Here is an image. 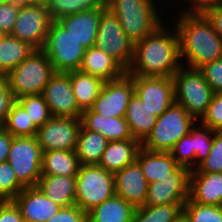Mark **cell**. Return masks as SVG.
<instances>
[{
	"label": "cell",
	"mask_w": 222,
	"mask_h": 222,
	"mask_svg": "<svg viewBox=\"0 0 222 222\" xmlns=\"http://www.w3.org/2000/svg\"><path fill=\"white\" fill-rule=\"evenodd\" d=\"M94 46L112 56L126 70L130 66L134 42L124 33L119 20L108 9L100 17Z\"/></svg>",
	"instance_id": "obj_10"
},
{
	"label": "cell",
	"mask_w": 222,
	"mask_h": 222,
	"mask_svg": "<svg viewBox=\"0 0 222 222\" xmlns=\"http://www.w3.org/2000/svg\"><path fill=\"white\" fill-rule=\"evenodd\" d=\"M155 1V3L157 4V6H159V4H158V2L159 1H162V0H159V1H157V0H154ZM167 2H168V0H166ZM171 1V0H170ZM177 1V0H176ZM179 1H182V0H179ZM183 1H185L184 3V7H182V8H185V5H186V2H187V0H183Z\"/></svg>",
	"instance_id": "obj_53"
},
{
	"label": "cell",
	"mask_w": 222,
	"mask_h": 222,
	"mask_svg": "<svg viewBox=\"0 0 222 222\" xmlns=\"http://www.w3.org/2000/svg\"><path fill=\"white\" fill-rule=\"evenodd\" d=\"M12 140L13 136L4 127H0V163L7 161Z\"/></svg>",
	"instance_id": "obj_49"
},
{
	"label": "cell",
	"mask_w": 222,
	"mask_h": 222,
	"mask_svg": "<svg viewBox=\"0 0 222 222\" xmlns=\"http://www.w3.org/2000/svg\"><path fill=\"white\" fill-rule=\"evenodd\" d=\"M42 95L52 116L81 118L83 110L74 96L70 71L56 72L46 84Z\"/></svg>",
	"instance_id": "obj_15"
},
{
	"label": "cell",
	"mask_w": 222,
	"mask_h": 222,
	"mask_svg": "<svg viewBox=\"0 0 222 222\" xmlns=\"http://www.w3.org/2000/svg\"><path fill=\"white\" fill-rule=\"evenodd\" d=\"M141 147V142L135 138L122 141H109L102 153L98 166L115 174L136 161Z\"/></svg>",
	"instance_id": "obj_22"
},
{
	"label": "cell",
	"mask_w": 222,
	"mask_h": 222,
	"mask_svg": "<svg viewBox=\"0 0 222 222\" xmlns=\"http://www.w3.org/2000/svg\"><path fill=\"white\" fill-rule=\"evenodd\" d=\"M35 49L12 35H0V77L24 61Z\"/></svg>",
	"instance_id": "obj_30"
},
{
	"label": "cell",
	"mask_w": 222,
	"mask_h": 222,
	"mask_svg": "<svg viewBox=\"0 0 222 222\" xmlns=\"http://www.w3.org/2000/svg\"><path fill=\"white\" fill-rule=\"evenodd\" d=\"M184 204H168L137 207L134 211L133 222H176L183 214Z\"/></svg>",
	"instance_id": "obj_32"
},
{
	"label": "cell",
	"mask_w": 222,
	"mask_h": 222,
	"mask_svg": "<svg viewBox=\"0 0 222 222\" xmlns=\"http://www.w3.org/2000/svg\"><path fill=\"white\" fill-rule=\"evenodd\" d=\"M172 25L173 28L163 23L144 39L134 43L133 58L126 70L127 74L172 77L179 70L182 66L179 34L175 25Z\"/></svg>",
	"instance_id": "obj_1"
},
{
	"label": "cell",
	"mask_w": 222,
	"mask_h": 222,
	"mask_svg": "<svg viewBox=\"0 0 222 222\" xmlns=\"http://www.w3.org/2000/svg\"><path fill=\"white\" fill-rule=\"evenodd\" d=\"M134 94L156 117H160L174 103L172 77L133 76Z\"/></svg>",
	"instance_id": "obj_14"
},
{
	"label": "cell",
	"mask_w": 222,
	"mask_h": 222,
	"mask_svg": "<svg viewBox=\"0 0 222 222\" xmlns=\"http://www.w3.org/2000/svg\"><path fill=\"white\" fill-rule=\"evenodd\" d=\"M116 195L114 174L98 165H81L76 176V202L86 213Z\"/></svg>",
	"instance_id": "obj_7"
},
{
	"label": "cell",
	"mask_w": 222,
	"mask_h": 222,
	"mask_svg": "<svg viewBox=\"0 0 222 222\" xmlns=\"http://www.w3.org/2000/svg\"><path fill=\"white\" fill-rule=\"evenodd\" d=\"M13 201L24 222H46L62 208L49 199L38 186L24 188Z\"/></svg>",
	"instance_id": "obj_19"
},
{
	"label": "cell",
	"mask_w": 222,
	"mask_h": 222,
	"mask_svg": "<svg viewBox=\"0 0 222 222\" xmlns=\"http://www.w3.org/2000/svg\"><path fill=\"white\" fill-rule=\"evenodd\" d=\"M105 3V0H50L46 8L52 21L81 11L97 8Z\"/></svg>",
	"instance_id": "obj_34"
},
{
	"label": "cell",
	"mask_w": 222,
	"mask_h": 222,
	"mask_svg": "<svg viewBox=\"0 0 222 222\" xmlns=\"http://www.w3.org/2000/svg\"><path fill=\"white\" fill-rule=\"evenodd\" d=\"M43 151L36 136L13 137L7 161L24 187H35L41 177Z\"/></svg>",
	"instance_id": "obj_9"
},
{
	"label": "cell",
	"mask_w": 222,
	"mask_h": 222,
	"mask_svg": "<svg viewBox=\"0 0 222 222\" xmlns=\"http://www.w3.org/2000/svg\"><path fill=\"white\" fill-rule=\"evenodd\" d=\"M21 4V2L0 3V35L11 34Z\"/></svg>",
	"instance_id": "obj_42"
},
{
	"label": "cell",
	"mask_w": 222,
	"mask_h": 222,
	"mask_svg": "<svg viewBox=\"0 0 222 222\" xmlns=\"http://www.w3.org/2000/svg\"><path fill=\"white\" fill-rule=\"evenodd\" d=\"M189 199L202 205L219 206L222 201V172H190Z\"/></svg>",
	"instance_id": "obj_20"
},
{
	"label": "cell",
	"mask_w": 222,
	"mask_h": 222,
	"mask_svg": "<svg viewBox=\"0 0 222 222\" xmlns=\"http://www.w3.org/2000/svg\"><path fill=\"white\" fill-rule=\"evenodd\" d=\"M79 70L104 82L119 79L126 73V69L117 60L95 46L85 50Z\"/></svg>",
	"instance_id": "obj_21"
},
{
	"label": "cell",
	"mask_w": 222,
	"mask_h": 222,
	"mask_svg": "<svg viewBox=\"0 0 222 222\" xmlns=\"http://www.w3.org/2000/svg\"><path fill=\"white\" fill-rule=\"evenodd\" d=\"M81 118L52 116L37 131V140L43 152L49 150L75 151Z\"/></svg>",
	"instance_id": "obj_12"
},
{
	"label": "cell",
	"mask_w": 222,
	"mask_h": 222,
	"mask_svg": "<svg viewBox=\"0 0 222 222\" xmlns=\"http://www.w3.org/2000/svg\"><path fill=\"white\" fill-rule=\"evenodd\" d=\"M134 94L133 76L122 77L104 83L99 96L90 109L106 117H125L128 103Z\"/></svg>",
	"instance_id": "obj_13"
},
{
	"label": "cell",
	"mask_w": 222,
	"mask_h": 222,
	"mask_svg": "<svg viewBox=\"0 0 222 222\" xmlns=\"http://www.w3.org/2000/svg\"><path fill=\"white\" fill-rule=\"evenodd\" d=\"M171 156L179 166L190 171L195 169V154L192 151V128L190 132L183 136L170 151Z\"/></svg>",
	"instance_id": "obj_39"
},
{
	"label": "cell",
	"mask_w": 222,
	"mask_h": 222,
	"mask_svg": "<svg viewBox=\"0 0 222 222\" xmlns=\"http://www.w3.org/2000/svg\"><path fill=\"white\" fill-rule=\"evenodd\" d=\"M199 70L203 73L214 94L222 91V58L204 64Z\"/></svg>",
	"instance_id": "obj_43"
},
{
	"label": "cell",
	"mask_w": 222,
	"mask_h": 222,
	"mask_svg": "<svg viewBox=\"0 0 222 222\" xmlns=\"http://www.w3.org/2000/svg\"><path fill=\"white\" fill-rule=\"evenodd\" d=\"M50 0H20L22 4H34L47 6Z\"/></svg>",
	"instance_id": "obj_50"
},
{
	"label": "cell",
	"mask_w": 222,
	"mask_h": 222,
	"mask_svg": "<svg viewBox=\"0 0 222 222\" xmlns=\"http://www.w3.org/2000/svg\"><path fill=\"white\" fill-rule=\"evenodd\" d=\"M176 18V19H175ZM175 22L179 34L180 60L183 66L199 69L222 58V38L203 14L178 12Z\"/></svg>",
	"instance_id": "obj_2"
},
{
	"label": "cell",
	"mask_w": 222,
	"mask_h": 222,
	"mask_svg": "<svg viewBox=\"0 0 222 222\" xmlns=\"http://www.w3.org/2000/svg\"><path fill=\"white\" fill-rule=\"evenodd\" d=\"M15 101L16 99L9 89L6 78L0 77V127L4 126L7 115Z\"/></svg>",
	"instance_id": "obj_45"
},
{
	"label": "cell",
	"mask_w": 222,
	"mask_h": 222,
	"mask_svg": "<svg viewBox=\"0 0 222 222\" xmlns=\"http://www.w3.org/2000/svg\"><path fill=\"white\" fill-rule=\"evenodd\" d=\"M108 142L102 134L90 131L81 125L75 149L80 164L98 165Z\"/></svg>",
	"instance_id": "obj_29"
},
{
	"label": "cell",
	"mask_w": 222,
	"mask_h": 222,
	"mask_svg": "<svg viewBox=\"0 0 222 222\" xmlns=\"http://www.w3.org/2000/svg\"><path fill=\"white\" fill-rule=\"evenodd\" d=\"M80 166L75 151L49 150L43 152L41 175L77 176Z\"/></svg>",
	"instance_id": "obj_28"
},
{
	"label": "cell",
	"mask_w": 222,
	"mask_h": 222,
	"mask_svg": "<svg viewBox=\"0 0 222 222\" xmlns=\"http://www.w3.org/2000/svg\"><path fill=\"white\" fill-rule=\"evenodd\" d=\"M136 161L142 168L146 181L150 184L164 177H169L179 165L170 152H156L140 148Z\"/></svg>",
	"instance_id": "obj_24"
},
{
	"label": "cell",
	"mask_w": 222,
	"mask_h": 222,
	"mask_svg": "<svg viewBox=\"0 0 222 222\" xmlns=\"http://www.w3.org/2000/svg\"><path fill=\"white\" fill-rule=\"evenodd\" d=\"M190 172H222V132L214 133V141L209 155Z\"/></svg>",
	"instance_id": "obj_40"
},
{
	"label": "cell",
	"mask_w": 222,
	"mask_h": 222,
	"mask_svg": "<svg viewBox=\"0 0 222 222\" xmlns=\"http://www.w3.org/2000/svg\"><path fill=\"white\" fill-rule=\"evenodd\" d=\"M174 101L182 105L196 121H199L211 103L214 92L199 69L181 66L172 76Z\"/></svg>",
	"instance_id": "obj_6"
},
{
	"label": "cell",
	"mask_w": 222,
	"mask_h": 222,
	"mask_svg": "<svg viewBox=\"0 0 222 222\" xmlns=\"http://www.w3.org/2000/svg\"><path fill=\"white\" fill-rule=\"evenodd\" d=\"M124 118L128 123L132 137L141 143L152 132L157 120V117L146 108L136 94L132 95Z\"/></svg>",
	"instance_id": "obj_26"
},
{
	"label": "cell",
	"mask_w": 222,
	"mask_h": 222,
	"mask_svg": "<svg viewBox=\"0 0 222 222\" xmlns=\"http://www.w3.org/2000/svg\"><path fill=\"white\" fill-rule=\"evenodd\" d=\"M183 214L189 222H222L220 206L202 205L192 202L189 198L183 206Z\"/></svg>",
	"instance_id": "obj_37"
},
{
	"label": "cell",
	"mask_w": 222,
	"mask_h": 222,
	"mask_svg": "<svg viewBox=\"0 0 222 222\" xmlns=\"http://www.w3.org/2000/svg\"><path fill=\"white\" fill-rule=\"evenodd\" d=\"M3 127L13 137L36 136L38 131L25 109L17 101L12 104Z\"/></svg>",
	"instance_id": "obj_33"
},
{
	"label": "cell",
	"mask_w": 222,
	"mask_h": 222,
	"mask_svg": "<svg viewBox=\"0 0 222 222\" xmlns=\"http://www.w3.org/2000/svg\"><path fill=\"white\" fill-rule=\"evenodd\" d=\"M20 2V0H0V3Z\"/></svg>",
	"instance_id": "obj_52"
},
{
	"label": "cell",
	"mask_w": 222,
	"mask_h": 222,
	"mask_svg": "<svg viewBox=\"0 0 222 222\" xmlns=\"http://www.w3.org/2000/svg\"><path fill=\"white\" fill-rule=\"evenodd\" d=\"M46 222H88V220L87 213L75 204L62 207L57 214L50 217Z\"/></svg>",
	"instance_id": "obj_44"
},
{
	"label": "cell",
	"mask_w": 222,
	"mask_h": 222,
	"mask_svg": "<svg viewBox=\"0 0 222 222\" xmlns=\"http://www.w3.org/2000/svg\"><path fill=\"white\" fill-rule=\"evenodd\" d=\"M214 133L215 131L199 121L192 126V151L195 154V168L209 155L214 141Z\"/></svg>",
	"instance_id": "obj_35"
},
{
	"label": "cell",
	"mask_w": 222,
	"mask_h": 222,
	"mask_svg": "<svg viewBox=\"0 0 222 222\" xmlns=\"http://www.w3.org/2000/svg\"><path fill=\"white\" fill-rule=\"evenodd\" d=\"M197 121L188 114L180 104L174 103L157 117L152 132L141 143L149 151L170 152L174 145L185 135Z\"/></svg>",
	"instance_id": "obj_5"
},
{
	"label": "cell",
	"mask_w": 222,
	"mask_h": 222,
	"mask_svg": "<svg viewBox=\"0 0 222 222\" xmlns=\"http://www.w3.org/2000/svg\"><path fill=\"white\" fill-rule=\"evenodd\" d=\"M24 187L19 183L16 174L8 161L0 163V199L13 200Z\"/></svg>",
	"instance_id": "obj_38"
},
{
	"label": "cell",
	"mask_w": 222,
	"mask_h": 222,
	"mask_svg": "<svg viewBox=\"0 0 222 222\" xmlns=\"http://www.w3.org/2000/svg\"><path fill=\"white\" fill-rule=\"evenodd\" d=\"M199 122L215 132H222V98L218 94L213 95L206 113Z\"/></svg>",
	"instance_id": "obj_41"
},
{
	"label": "cell",
	"mask_w": 222,
	"mask_h": 222,
	"mask_svg": "<svg viewBox=\"0 0 222 222\" xmlns=\"http://www.w3.org/2000/svg\"><path fill=\"white\" fill-rule=\"evenodd\" d=\"M190 170L179 166L169 177L149 184L145 205L185 204L189 198Z\"/></svg>",
	"instance_id": "obj_16"
},
{
	"label": "cell",
	"mask_w": 222,
	"mask_h": 222,
	"mask_svg": "<svg viewBox=\"0 0 222 222\" xmlns=\"http://www.w3.org/2000/svg\"><path fill=\"white\" fill-rule=\"evenodd\" d=\"M70 81L78 106L82 110L93 105L105 83L102 79L80 70L70 71Z\"/></svg>",
	"instance_id": "obj_31"
},
{
	"label": "cell",
	"mask_w": 222,
	"mask_h": 222,
	"mask_svg": "<svg viewBox=\"0 0 222 222\" xmlns=\"http://www.w3.org/2000/svg\"><path fill=\"white\" fill-rule=\"evenodd\" d=\"M55 73L47 55L42 50H34L4 77L15 99H18L25 95L42 94Z\"/></svg>",
	"instance_id": "obj_4"
},
{
	"label": "cell",
	"mask_w": 222,
	"mask_h": 222,
	"mask_svg": "<svg viewBox=\"0 0 222 222\" xmlns=\"http://www.w3.org/2000/svg\"><path fill=\"white\" fill-rule=\"evenodd\" d=\"M116 195L135 208L145 205L149 183L135 161L114 174Z\"/></svg>",
	"instance_id": "obj_18"
},
{
	"label": "cell",
	"mask_w": 222,
	"mask_h": 222,
	"mask_svg": "<svg viewBox=\"0 0 222 222\" xmlns=\"http://www.w3.org/2000/svg\"><path fill=\"white\" fill-rule=\"evenodd\" d=\"M135 207L114 195L87 213L88 222H133Z\"/></svg>",
	"instance_id": "obj_27"
},
{
	"label": "cell",
	"mask_w": 222,
	"mask_h": 222,
	"mask_svg": "<svg viewBox=\"0 0 222 222\" xmlns=\"http://www.w3.org/2000/svg\"><path fill=\"white\" fill-rule=\"evenodd\" d=\"M222 98V91L217 93Z\"/></svg>",
	"instance_id": "obj_54"
},
{
	"label": "cell",
	"mask_w": 222,
	"mask_h": 222,
	"mask_svg": "<svg viewBox=\"0 0 222 222\" xmlns=\"http://www.w3.org/2000/svg\"><path fill=\"white\" fill-rule=\"evenodd\" d=\"M107 9L117 17L124 33L138 42L166 20L154 0H105ZM157 8V9H156Z\"/></svg>",
	"instance_id": "obj_3"
},
{
	"label": "cell",
	"mask_w": 222,
	"mask_h": 222,
	"mask_svg": "<svg viewBox=\"0 0 222 222\" xmlns=\"http://www.w3.org/2000/svg\"><path fill=\"white\" fill-rule=\"evenodd\" d=\"M41 50L55 72L66 73L80 69L86 49L57 21H52Z\"/></svg>",
	"instance_id": "obj_8"
},
{
	"label": "cell",
	"mask_w": 222,
	"mask_h": 222,
	"mask_svg": "<svg viewBox=\"0 0 222 222\" xmlns=\"http://www.w3.org/2000/svg\"><path fill=\"white\" fill-rule=\"evenodd\" d=\"M214 31L222 38V5L208 10L205 14Z\"/></svg>",
	"instance_id": "obj_48"
},
{
	"label": "cell",
	"mask_w": 222,
	"mask_h": 222,
	"mask_svg": "<svg viewBox=\"0 0 222 222\" xmlns=\"http://www.w3.org/2000/svg\"><path fill=\"white\" fill-rule=\"evenodd\" d=\"M54 203L69 207L76 202V176L41 175L37 185Z\"/></svg>",
	"instance_id": "obj_25"
},
{
	"label": "cell",
	"mask_w": 222,
	"mask_h": 222,
	"mask_svg": "<svg viewBox=\"0 0 222 222\" xmlns=\"http://www.w3.org/2000/svg\"><path fill=\"white\" fill-rule=\"evenodd\" d=\"M16 101L25 109L37 128H40L52 117L42 94L21 96Z\"/></svg>",
	"instance_id": "obj_36"
},
{
	"label": "cell",
	"mask_w": 222,
	"mask_h": 222,
	"mask_svg": "<svg viewBox=\"0 0 222 222\" xmlns=\"http://www.w3.org/2000/svg\"><path fill=\"white\" fill-rule=\"evenodd\" d=\"M187 4H189L187 6ZM191 5V6H190ZM222 5V0H187L186 8L179 12L185 14H205L208 10Z\"/></svg>",
	"instance_id": "obj_46"
},
{
	"label": "cell",
	"mask_w": 222,
	"mask_h": 222,
	"mask_svg": "<svg viewBox=\"0 0 222 222\" xmlns=\"http://www.w3.org/2000/svg\"><path fill=\"white\" fill-rule=\"evenodd\" d=\"M52 19L46 6L21 4L18 17L10 35L41 50L45 43Z\"/></svg>",
	"instance_id": "obj_11"
},
{
	"label": "cell",
	"mask_w": 222,
	"mask_h": 222,
	"mask_svg": "<svg viewBox=\"0 0 222 222\" xmlns=\"http://www.w3.org/2000/svg\"><path fill=\"white\" fill-rule=\"evenodd\" d=\"M0 222H24L20 210L13 200L0 201Z\"/></svg>",
	"instance_id": "obj_47"
},
{
	"label": "cell",
	"mask_w": 222,
	"mask_h": 222,
	"mask_svg": "<svg viewBox=\"0 0 222 222\" xmlns=\"http://www.w3.org/2000/svg\"><path fill=\"white\" fill-rule=\"evenodd\" d=\"M176 222H189V220L186 218L184 214H182Z\"/></svg>",
	"instance_id": "obj_51"
},
{
	"label": "cell",
	"mask_w": 222,
	"mask_h": 222,
	"mask_svg": "<svg viewBox=\"0 0 222 222\" xmlns=\"http://www.w3.org/2000/svg\"><path fill=\"white\" fill-rule=\"evenodd\" d=\"M81 121L86 129L102 134L108 141H122L133 138L124 117L102 116L89 108L83 110Z\"/></svg>",
	"instance_id": "obj_23"
},
{
	"label": "cell",
	"mask_w": 222,
	"mask_h": 222,
	"mask_svg": "<svg viewBox=\"0 0 222 222\" xmlns=\"http://www.w3.org/2000/svg\"><path fill=\"white\" fill-rule=\"evenodd\" d=\"M106 9L104 3L97 8L63 16L56 21L85 49H89L95 45L100 17Z\"/></svg>",
	"instance_id": "obj_17"
}]
</instances>
